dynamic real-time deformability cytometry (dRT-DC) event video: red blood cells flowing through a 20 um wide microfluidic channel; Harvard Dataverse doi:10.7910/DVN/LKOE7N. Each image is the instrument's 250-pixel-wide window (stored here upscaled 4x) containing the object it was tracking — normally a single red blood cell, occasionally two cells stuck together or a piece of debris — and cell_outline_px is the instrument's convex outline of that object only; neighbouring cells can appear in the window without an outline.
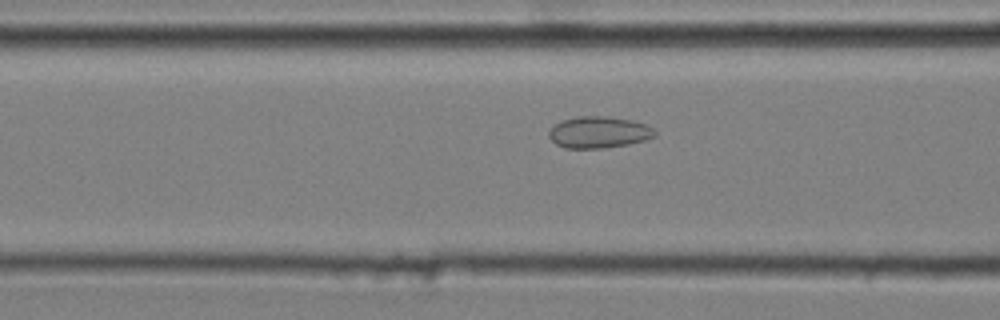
{"species": "common noctule bat (a hibernating species)", "species_latin": "Nyctalus noctula", "temperature_condition": "cold", "stored_images_in_passage": 34, "camera_frame_rate_fps": 3000, "um_per_image_px": 0.085, "animal": {"sex": "male", "body_mass_g": 20.4}, "frame": {"image": 1, "passage_image": 7, "time_ms": 2.0, "image_size_px": [1000, 320], "cell_outline_px": [[656, 136], [644, 140], [628, 144], [600, 148], [564, 148], [556, 144], [548, 136], [548, 132], [560, 120], [576, 116], [608, 116], [632, 120], [648, 124], [656, 132]], "centroid_in_image_um": [50.9, 11.23], "position_along_channel_um": 115.7, "area_um2": 19.59}}
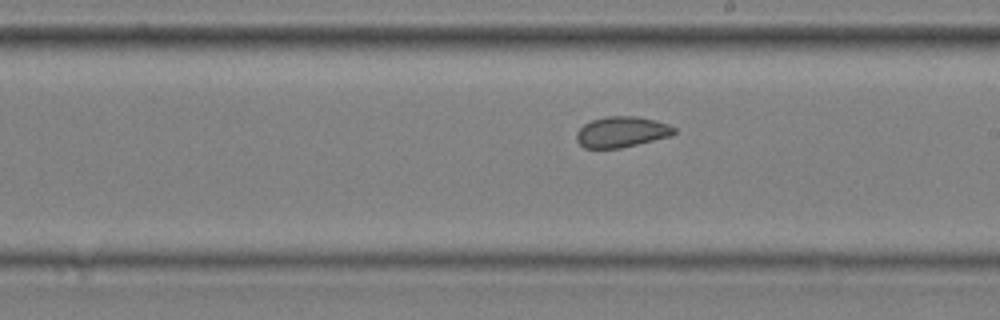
{"frame": {"image": 2, "passage_image": 17, "time_ms": 5.333, "image_size_px": [1000, 320], "cell_outline_px": [[676, 132], [672, 136], [620, 148], [584, 148], [576, 140], [576, 132], [584, 124], [592, 120], [608, 116], [636, 116], [656, 120], [668, 124], [676, 128]], "centroid_in_image_um": [52.85, 11.21], "position_along_channel_um": 236.1, "area_um2": 17.57}}
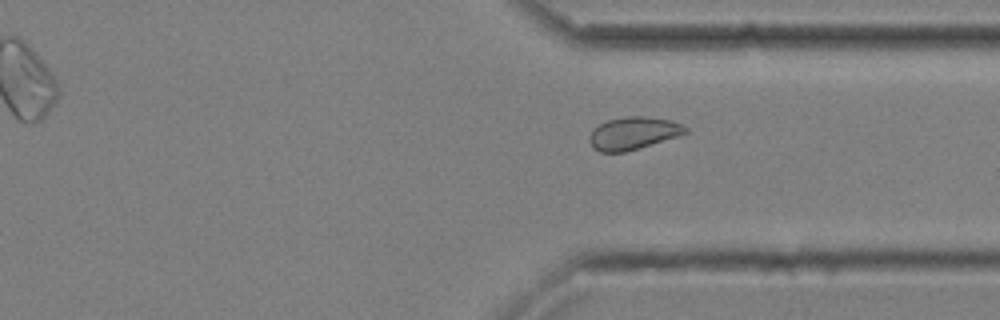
{"frame": {"image": 3, "passage_image": 27, "time_ms": 8.667, "image_size_px": [1000, 320], "cell_outline_px": [[688, 132], [640, 148], [624, 152], [600, 152], [592, 148], [588, 140], [588, 136], [592, 128], [608, 120], [628, 116], [648, 116], [668, 120], [680, 124], [688, 128]], "centroid_in_image_um": [53.76, 11.33], "position_along_channel_um": 357.6, "area_um2": 18.21}, "authors_computed_cell_mechanics": {"area_um2": 18.207, "velocity_mm_per_s": 3.6226, "shape_relaxation_time_tau1_ms": null, "shape_relaxation_time_tau2_ms": 0.8703, "deformation_change_tau1": null, "deformation_change_tau2": 0.0434}}